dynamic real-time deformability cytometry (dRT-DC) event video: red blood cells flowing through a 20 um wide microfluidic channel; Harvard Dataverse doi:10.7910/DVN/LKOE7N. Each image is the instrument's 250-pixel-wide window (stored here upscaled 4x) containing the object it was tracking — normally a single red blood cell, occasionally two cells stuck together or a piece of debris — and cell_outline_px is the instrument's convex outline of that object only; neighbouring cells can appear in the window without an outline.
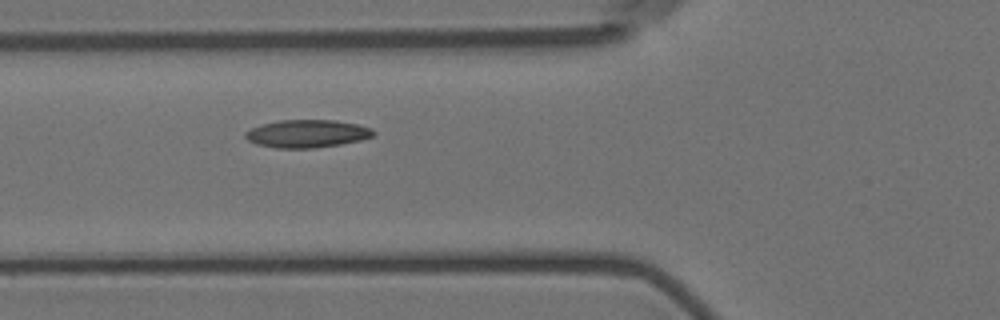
{"species": "Egyptian fruit bat (a non-hibernating species)", "species_latin": "Rousettus aegyptiacus", "temperature_condition": "room temperature", "stored_images_in_passage": 2, "camera_frame_rate_fps": 3000, "um_per_image_px": 0.085, "animal": {"sex": "female"}, "frame": {"image": 1, "passage_image": 2, "time_ms": 1.0, "image_size_px": [1000, 320], "cell_outline_px": [[376, 132], [372, 136], [360, 140], [340, 144], [316, 148], [276, 148], [256, 144], [248, 140], [244, 136], [244, 132], [252, 128], [264, 124], [280, 120], [336, 120], [356, 124], [372, 128]], "centroid_in_image_um": [26.1, 11.36], "position_along_channel_um": 99.7, "area_um2": 20.69}}